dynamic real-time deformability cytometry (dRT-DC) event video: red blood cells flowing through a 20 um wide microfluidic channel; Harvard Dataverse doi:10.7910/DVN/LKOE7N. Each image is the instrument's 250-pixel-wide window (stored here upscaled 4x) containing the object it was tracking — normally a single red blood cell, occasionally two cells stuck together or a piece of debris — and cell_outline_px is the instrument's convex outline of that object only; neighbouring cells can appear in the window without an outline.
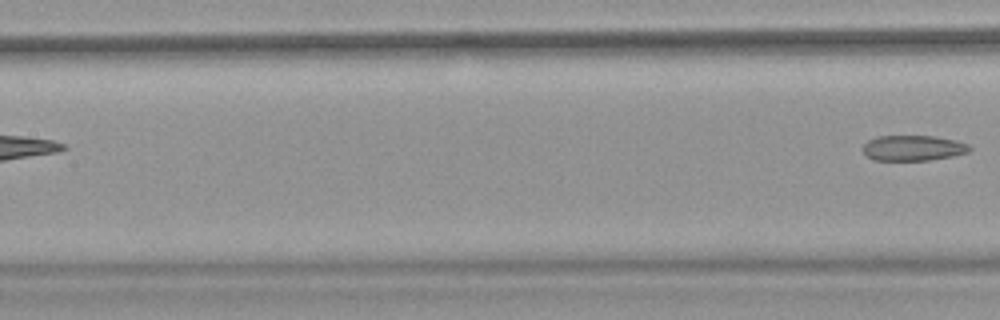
{"species": "common noctule bat (a hibernating species)", "species_latin": "Nyctalus noctula", "temperature_condition": "warm", "stored_images_in_passage": 5, "segment_of_instrument_passage": [2, 2], "camera_frame_rate_fps": 3000, "um_per_image_px": 0.085, "animal": {"sex": "female", "body_mass_g": 18.4}, "frame": {"image": 1, "passage_image": 5, "time_ms": 5.0, "image_size_px": [1000, 320], "cell_outline_px": [[972, 148], [968, 152], [952, 156], [928, 160], [872, 160], [860, 148], [868, 140], [876, 136], [936, 136], [956, 140], [968, 144]], "centroid_in_image_um": [77.6, 12.57], "position_along_channel_um": 129.8, "area_um2": 15.9}}